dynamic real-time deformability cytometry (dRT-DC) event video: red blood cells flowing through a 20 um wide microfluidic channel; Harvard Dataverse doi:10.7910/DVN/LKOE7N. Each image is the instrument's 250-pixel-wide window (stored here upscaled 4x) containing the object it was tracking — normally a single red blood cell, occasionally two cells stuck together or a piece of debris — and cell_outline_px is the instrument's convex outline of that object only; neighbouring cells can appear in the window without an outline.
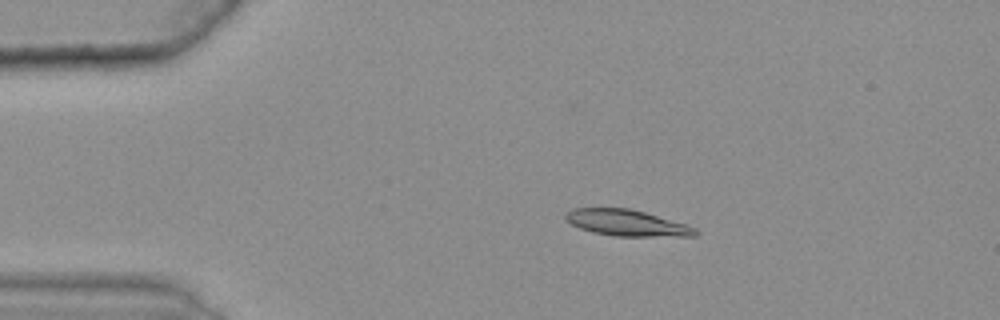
{"species": "common noctule bat (a hibernating species)", "species_latin": "Nyctalus noctula", "temperature_condition": "warm", "stored_images_in_passage": 44, "camera_frame_rate_fps": 3000, "um_per_image_px": 0.085, "animal": {"sex": "female", "body_mass_g": 25.1}, "frame": {"image": 1, "passage_image": 8, "time_ms": 2.333, "image_size_px": [1000, 320], "cell_outline_px": [[700, 232], [696, 236], [612, 236], [592, 232], [580, 228], [564, 220], [564, 212], [572, 208], [632, 208], [688, 224], [696, 228]], "centroid_in_image_um": [53.29, 18.94], "position_along_channel_um": 31.7, "area_um2": 20.23}}
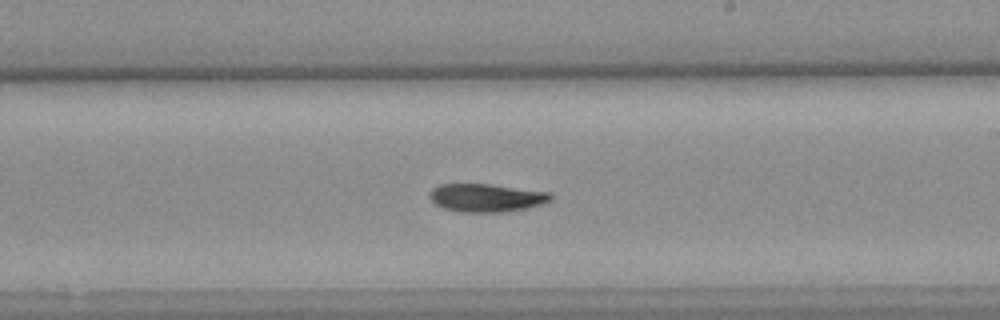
{"frame": {"image": 2, "passage_image": 30, "time_ms": 9.667, "image_size_px": [1000, 320], "cell_outline_px": [[552, 200], [540, 204], [524, 208], [500, 212], [460, 212], [444, 208], [436, 204], [428, 196], [428, 192], [432, 188], [440, 184], [488, 184], [552, 192]], "centroid_in_image_um": [41.31, 16.8], "position_along_channel_um": 247.7, "area_um2": 19.77}}
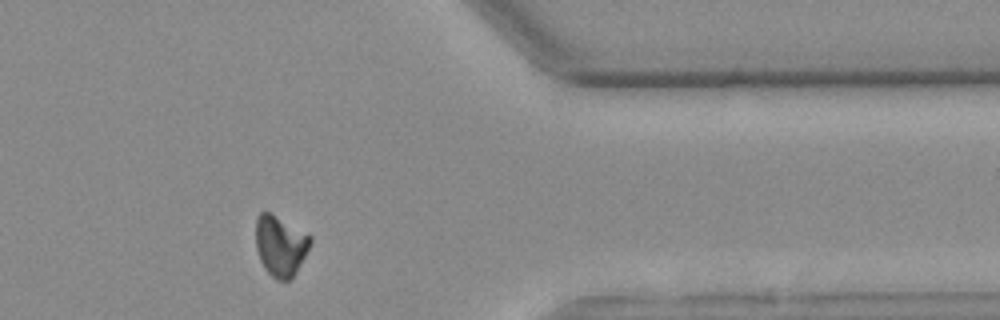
{"frame": {"image": 3, "passage_image": 43, "time_ms": 14.0, "image_size_px": [1000, 320], "cell_outline_px": [[312, 240], [292, 280], [276, 280], [264, 268], [260, 260], [256, 248], [256, 220], [260, 212], [268, 212], [312, 236]], "centroid_in_image_um": [23.82, 20.91], "position_along_channel_um": 387.6, "area_um2": 18.96}}